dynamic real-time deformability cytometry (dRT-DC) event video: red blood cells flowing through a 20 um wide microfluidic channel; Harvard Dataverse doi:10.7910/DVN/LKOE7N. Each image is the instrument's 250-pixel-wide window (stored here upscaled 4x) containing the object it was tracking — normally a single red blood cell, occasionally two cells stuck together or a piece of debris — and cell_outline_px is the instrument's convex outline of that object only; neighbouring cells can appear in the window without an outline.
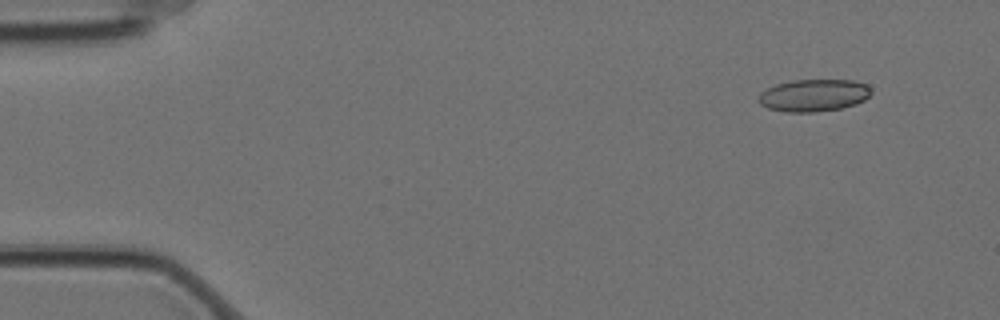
{"species": "Egyptian fruit bat (a non-hibernating species)", "species_latin": "Rousettus aegyptiacus", "temperature_condition": "cold", "stored_images_in_passage": 5, "camera_frame_rate_fps": 3000, "um_per_image_px": 0.085, "animal": {"sex": "female"}, "frame": {"image": 1, "passage_image": 1, "time_ms": 0.0, "image_size_px": [1000, 320], "cell_outline_px": [[872, 92], [864, 100], [856, 104], [840, 108], [816, 112], [784, 112], [768, 108], [760, 104], [756, 100], [760, 92], [776, 84], [792, 80], [852, 80], [868, 84]], "centroid_in_image_um": [69.15, 8.1], "position_along_channel_um": 15.9, "area_um2": 21.33}}
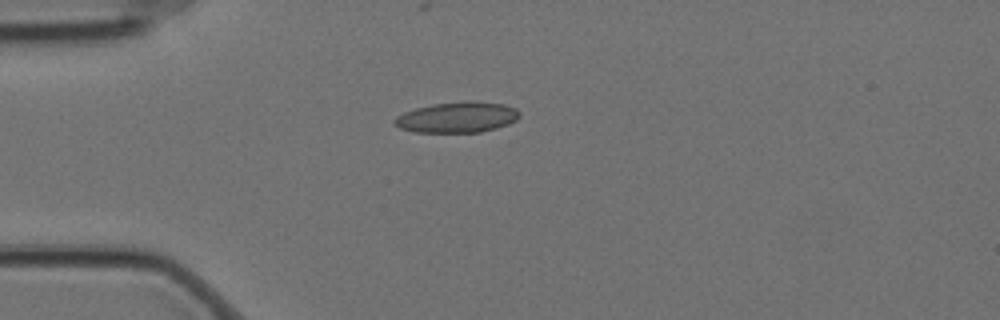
{"frame": {"image": 2, "passage_image": 4, "time_ms": 1.0, "image_size_px": [1000, 320], "cell_outline_px": [[520, 116], [516, 120], [508, 124], [496, 128], [480, 132], [416, 132], [400, 128], [392, 124], [392, 120], [396, 116], [404, 112], [416, 108], [432, 104], [464, 100], [504, 104], [516, 108], [520, 112]], "centroid_in_image_um": [38.85, 9.96], "position_along_channel_um": 46.2, "area_um2": 22.54}}